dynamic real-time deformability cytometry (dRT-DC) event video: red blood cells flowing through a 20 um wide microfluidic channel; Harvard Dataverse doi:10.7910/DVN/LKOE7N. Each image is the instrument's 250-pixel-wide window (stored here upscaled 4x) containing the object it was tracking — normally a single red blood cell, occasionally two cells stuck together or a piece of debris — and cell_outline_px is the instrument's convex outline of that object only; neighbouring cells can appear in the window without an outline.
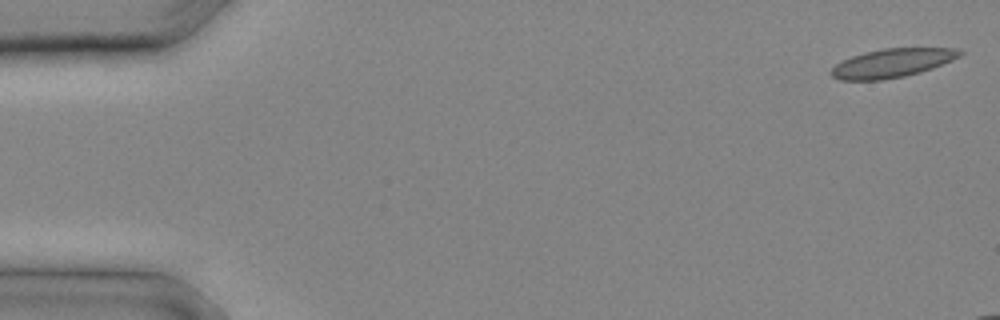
{"species": "common noctule bat (a hibernating species)", "species_latin": "Nyctalus noctula", "temperature_condition": "cold", "stored_images_in_passage": 6, "camera_frame_rate_fps": 3000, "um_per_image_px": 0.085, "animal": {"sex": "male", "body_mass_g": 20.4}, "frame": {"image": 1, "passage_image": 1, "time_ms": 0.0, "image_size_px": [1000, 320], "cell_outline_px": [[964, 52], [960, 56], [952, 60], [932, 68], [920, 72], [904, 76], [880, 80], [840, 80], [832, 76], [828, 72], [836, 64], [852, 56], [864, 52], [884, 48], [956, 48]], "centroid_in_image_um": [75.82, 5.36], "position_along_channel_um": 9.2, "area_um2": 21.44}}